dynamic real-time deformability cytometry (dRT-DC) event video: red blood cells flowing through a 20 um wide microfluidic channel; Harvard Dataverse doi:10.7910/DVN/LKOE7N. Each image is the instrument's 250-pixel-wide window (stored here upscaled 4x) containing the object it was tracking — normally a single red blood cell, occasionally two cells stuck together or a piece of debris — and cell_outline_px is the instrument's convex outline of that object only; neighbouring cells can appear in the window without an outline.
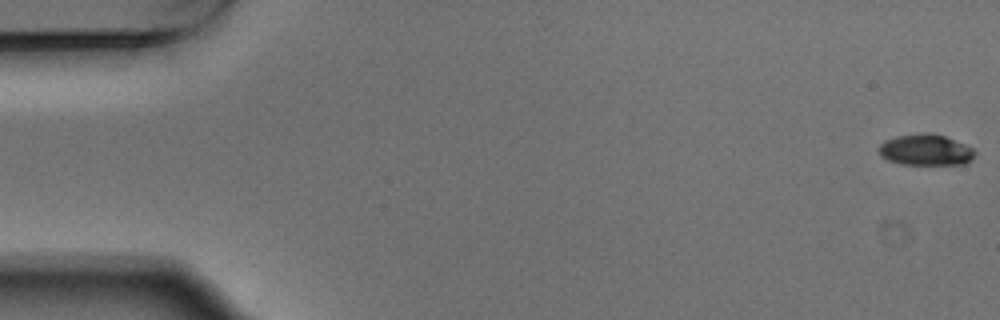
{"species": "Egyptian fruit bat (a non-hibernating species)", "species_latin": "Rousettus aegyptiacus", "temperature_condition": "warm", "stored_images_in_passage": 3, "camera_frame_rate_fps": 3000, "um_per_image_px": 0.085, "animal": {"sex": "male"}, "frame": {"image": 1, "passage_image": 1, "time_ms": 0.0, "image_size_px": [1000, 320], "cell_outline_px": [[976, 152], [972, 160], [964, 164], [900, 164], [888, 160], [880, 156], [880, 144], [884, 140], [896, 136], [924, 132], [944, 136], [964, 144], [972, 148]], "centroid_in_image_um": [78.67, 12.74], "position_along_channel_um": 6.3, "area_um2": 17.34}}
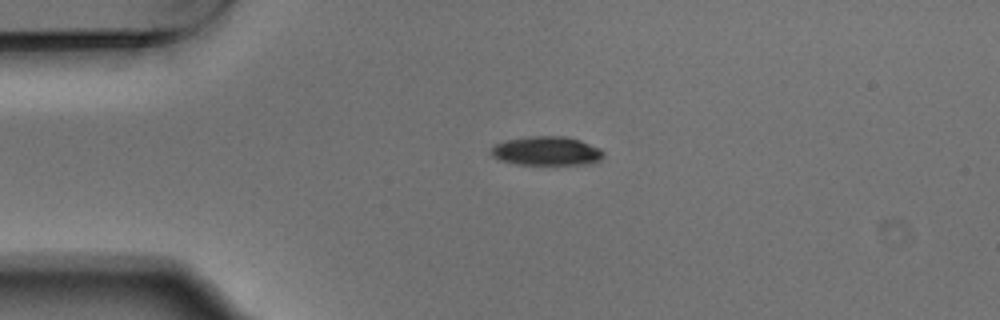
{"frame": {"image": 2, "passage_image": 3, "time_ms": 0.667, "image_size_px": [1000, 320], "cell_outline_px": [[604, 156], [600, 160], [584, 164], [516, 164], [500, 160], [492, 156], [488, 152], [496, 144], [504, 140], [528, 136], [564, 136], [580, 140], [600, 148], [604, 152]], "centroid_in_image_um": [46.44, 12.82], "position_along_channel_um": 38.6, "area_um2": 19.02}}